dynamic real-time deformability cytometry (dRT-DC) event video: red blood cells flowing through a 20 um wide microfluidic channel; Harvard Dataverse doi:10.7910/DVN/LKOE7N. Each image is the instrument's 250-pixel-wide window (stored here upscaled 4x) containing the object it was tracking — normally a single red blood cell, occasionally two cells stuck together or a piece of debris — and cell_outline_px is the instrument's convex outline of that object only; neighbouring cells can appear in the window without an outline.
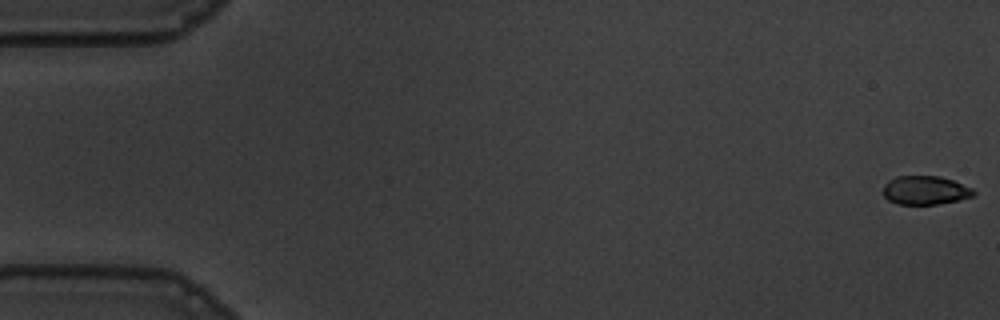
{"species": "common noctule bat (a hibernating species)", "species_latin": "Nyctalus noctula", "temperature_condition": "warm", "stored_images_in_passage": 56, "camera_frame_rate_fps": 3000, "um_per_image_px": 0.085, "animal": {"sex": "male", "body_mass_g": 19.5, "forearm_length_mm": 54.6}, "frame": {"image": 1, "passage_image": 1, "time_ms": 0.0, "image_size_px": [1000, 320], "cell_outline_px": [[976, 192], [972, 196], [956, 200], [936, 204], [900, 204], [888, 200], [884, 196], [884, 184], [888, 180], [896, 176], [940, 176], [952, 180], [972, 188]], "centroid_in_image_um": [78.62, 16.16], "position_along_channel_um": 6.4, "area_um2": 14.97}}
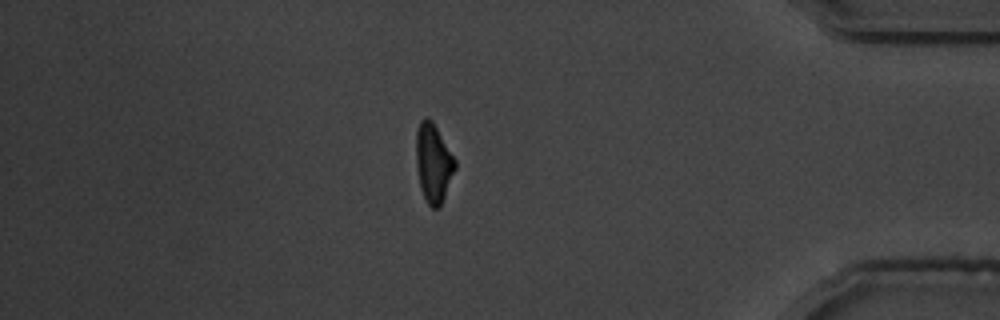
{"frame": {"image": 2, "passage_image": 48, "time_ms": 15.667, "image_size_px": [1000, 320], "cell_outline_px": [[456, 168], [440, 208], [432, 208], [428, 204], [420, 188], [416, 164], [416, 128], [420, 120], [424, 116], [428, 116], [432, 120], [456, 160]], "centroid_in_image_um": [36.83, 13.83], "position_along_channel_um": 398.4, "area_um2": 18.09}}
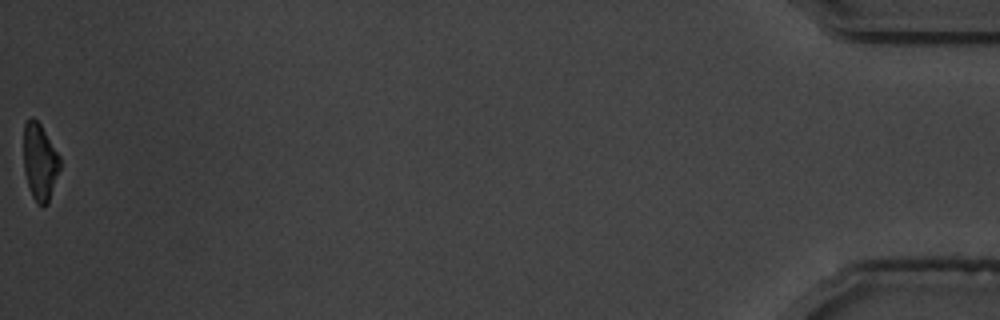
{"frame": {"image": 3, "passage_image": 56, "time_ms": 18.333, "image_size_px": [1000, 320], "cell_outline_px": [[60, 168], [48, 204], [36, 204], [32, 196], [24, 172], [24, 124], [32, 116], [40, 124], [60, 156]], "centroid_in_image_um": [3.39, 13.76], "position_along_channel_um": 431.8, "area_um2": 16.13}, "authors_computed_cell_mechanics": {"area_um2": 17.8891, "velocity_mm_per_s": 3.6597, "shape_relaxation_time_tau1_ms": 3.2108, "shape_relaxation_time_tau2_ms": 1.936, "deformation_change_tau1": 0.1497, "deformation_change_tau2": 0.0802}}